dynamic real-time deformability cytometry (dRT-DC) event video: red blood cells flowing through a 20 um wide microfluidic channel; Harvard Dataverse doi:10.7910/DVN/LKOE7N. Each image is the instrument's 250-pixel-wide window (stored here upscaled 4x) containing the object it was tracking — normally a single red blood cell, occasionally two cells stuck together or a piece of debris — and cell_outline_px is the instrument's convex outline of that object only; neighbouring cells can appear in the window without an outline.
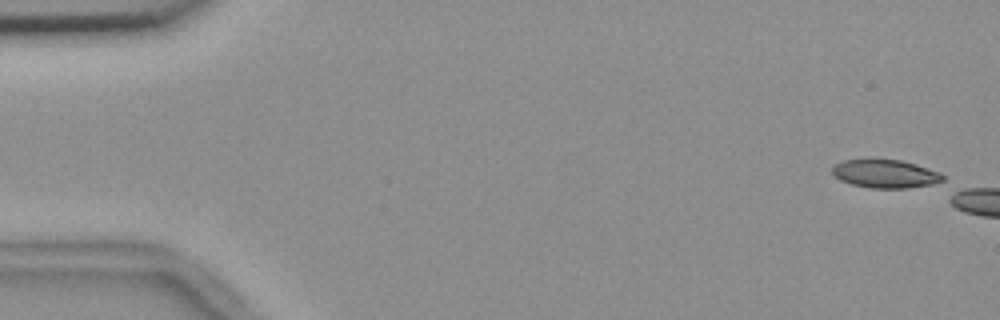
{"species": "common noctule bat (a hibernating species)", "species_latin": "Nyctalus noctula", "temperature_condition": "room temperature", "stored_images_in_passage": 9, "camera_frame_rate_fps": 3000, "um_per_image_px": 0.085, "animal": {"sex": "female", "body_mass_g": 18.4}, "frame": {"image": 1, "passage_image": 1, "time_ms": 0.0, "image_size_px": [1000, 320], "cell_outline_px": [[944, 184], [908, 188], [872, 188], [852, 184], [840, 180], [832, 176], [832, 164], [844, 160], [900, 160], [916, 164], [940, 172], [944, 176]], "centroid_in_image_um": [75.3, 14.79], "position_along_channel_um": 9.7, "area_um2": 18.55}}